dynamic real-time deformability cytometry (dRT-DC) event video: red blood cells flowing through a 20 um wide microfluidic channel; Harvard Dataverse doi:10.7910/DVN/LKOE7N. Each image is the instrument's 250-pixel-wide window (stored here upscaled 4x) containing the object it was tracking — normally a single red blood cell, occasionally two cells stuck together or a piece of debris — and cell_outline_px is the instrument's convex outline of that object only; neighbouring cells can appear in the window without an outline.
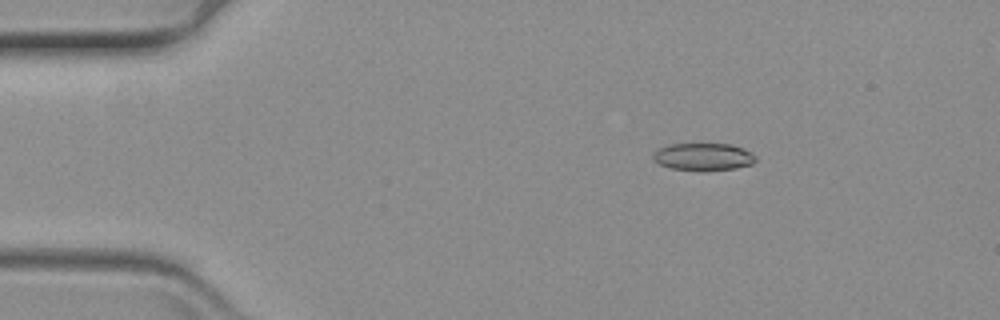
{"species": "common noctule bat (a hibernating species)", "species_latin": "Nyctalus noctula", "temperature_condition": "warm", "stored_images_in_passage": 18, "camera_frame_rate_fps": 3000, "um_per_image_px": 0.085, "animal": {"sex": "female", "body_mass_g": 19.3, "forearm_length_mm": 54.1}, "frame": {"image": 1, "passage_image": 9, "time_ms": 2.667, "image_size_px": [1000, 320], "cell_outline_px": [[756, 160], [752, 164], [736, 168], [704, 172], [700, 172], [672, 168], [660, 164], [652, 156], [652, 152], [656, 148], [668, 144], [732, 144], [744, 148], [756, 156]], "centroid_in_image_um": [59.78, 13.33], "position_along_channel_um": 25.2, "area_um2": 16.76}}